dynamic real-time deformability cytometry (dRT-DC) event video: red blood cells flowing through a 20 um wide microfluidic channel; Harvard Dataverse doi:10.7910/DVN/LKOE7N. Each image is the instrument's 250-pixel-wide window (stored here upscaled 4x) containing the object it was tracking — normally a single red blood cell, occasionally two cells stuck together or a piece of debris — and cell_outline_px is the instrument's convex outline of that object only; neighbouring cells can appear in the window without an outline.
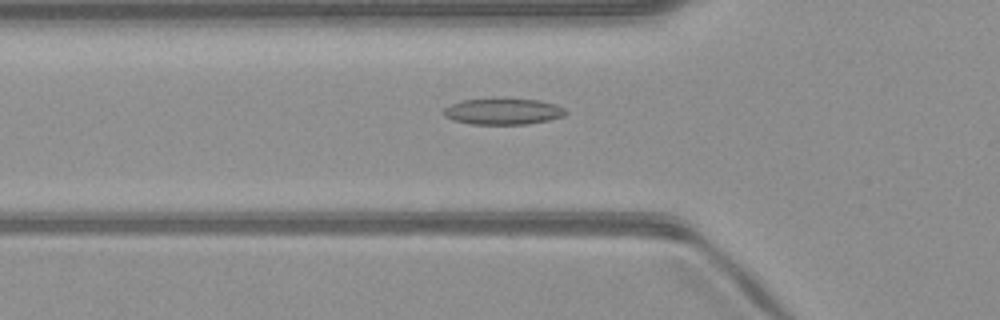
{"species": "common noctule bat (a hibernating species)", "species_latin": "Nyctalus noctula", "temperature_condition": "warm", "stored_images_in_passage": 51, "camera_frame_rate_fps": 3000, "um_per_image_px": 0.085, "animal": {"sex": "male", "body_mass_g": 23.1, "forearm_length_mm": 52.7}, "frame": {"image": 1, "passage_image": 17, "time_ms": 5.333, "image_size_px": [1000, 320], "cell_outline_px": [[568, 112], [564, 116], [548, 120], [528, 124], [472, 124], [456, 120], [444, 116], [444, 108], [452, 104], [464, 100], [540, 100], [556, 104], [564, 108]], "centroid_in_image_um": [42.82, 9.49], "position_along_channel_um": 83.0, "area_um2": 18.09}}
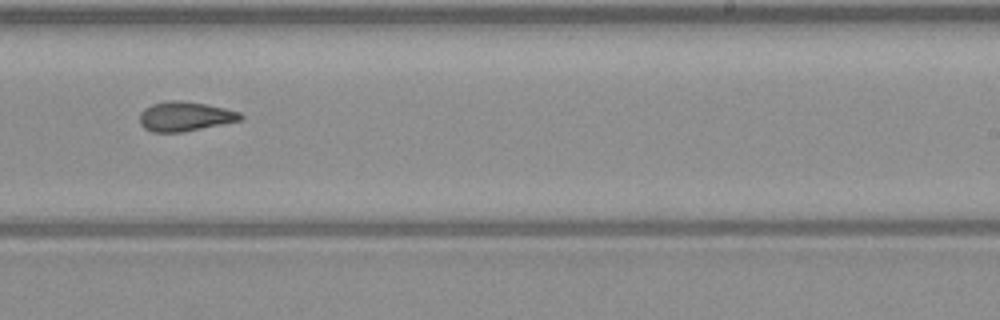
{"frame": {"image": 2, "passage_image": 31, "time_ms": 10.0, "image_size_px": [1000, 320], "cell_outline_px": [[244, 116], [240, 120], [180, 132], [152, 132], [144, 128], [140, 124], [140, 112], [144, 108], [152, 104], [172, 100], [180, 100], [204, 104], [224, 108], [240, 112]], "centroid_in_image_um": [15.68, 9.89], "position_along_channel_um": 273.3, "area_um2": 17.05}}
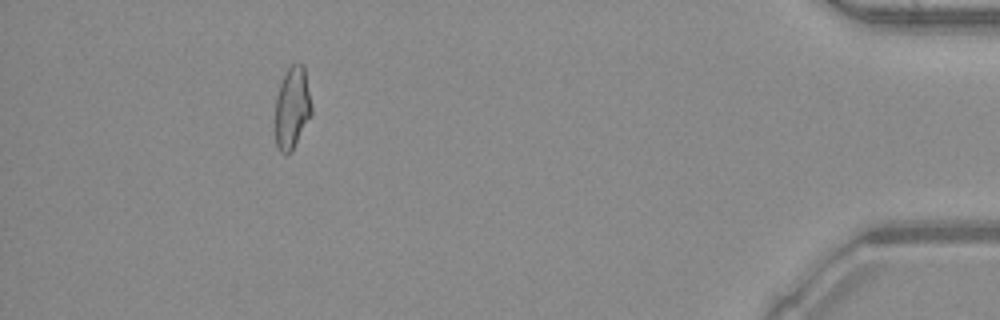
{"frame": {"image": 3, "passage_image": 46, "time_ms": 15.0, "image_size_px": [1000, 320], "cell_outline_px": [[312, 116], [288, 156], [284, 156], [280, 152], [276, 144], [276, 96], [280, 80], [284, 72], [292, 64], [304, 64], [312, 108]], "centroid_in_image_um": [24.83, 9.16], "position_along_channel_um": 410.4, "area_um2": 17.63}, "authors_computed_cell_mechanics": {"area_um2": 17.7446, "velocity_mm_per_s": 4.0601, "shape_relaxation_time_tau1_ms": null, "shape_relaxation_time_tau2_ms": 4.5267, "deformation_change_tau1": null, "deformation_change_tau2": 0.1459}}